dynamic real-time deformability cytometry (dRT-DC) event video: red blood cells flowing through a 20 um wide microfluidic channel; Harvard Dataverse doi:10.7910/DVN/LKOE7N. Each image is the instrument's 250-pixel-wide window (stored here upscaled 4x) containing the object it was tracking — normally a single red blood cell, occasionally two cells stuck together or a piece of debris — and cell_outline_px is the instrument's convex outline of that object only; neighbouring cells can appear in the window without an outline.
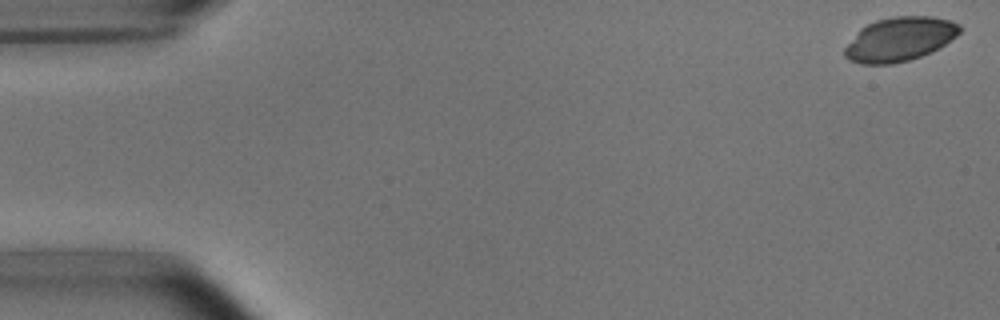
{"species": "common noctule bat (a hibernating species)", "species_latin": "Nyctalus noctula", "temperature_condition": "room temperature", "stored_images_in_passage": 5, "segment_of_instrument_passage": [1, 2], "camera_frame_rate_fps": 3000, "um_per_image_px": 0.085, "animal": {"sex": "male", "body_mass_g": 15.6}, "frame": {"image": 1, "passage_image": 1, "time_ms": 0.0, "image_size_px": [1000, 320], "cell_outline_px": [[960, 32], [956, 36], [944, 44], [920, 56], [908, 60], [892, 64], [860, 64], [848, 60], [844, 56], [844, 48], [860, 28], [876, 20], [892, 16], [932, 16], [948, 20], [960, 24]], "centroid_in_image_um": [76.43, 3.33], "position_along_channel_um": 8.6, "area_um2": 29.3}}
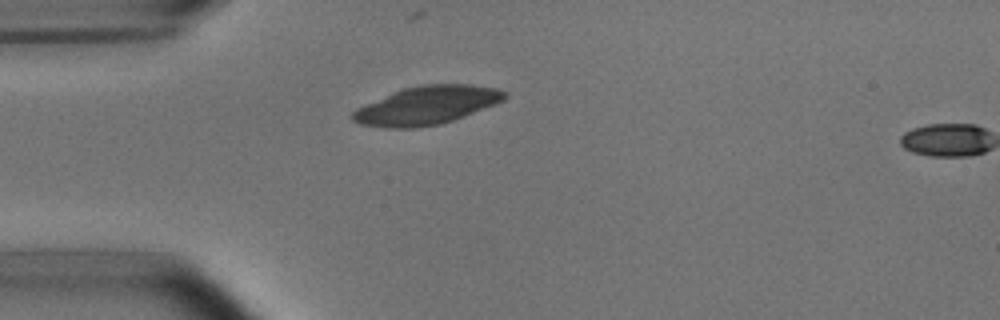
{"frame": {"image": 2, "passage_image": 4, "time_ms": 4.333, "image_size_px": [1000, 320], "cell_outline_px": [[508, 96], [504, 100], [496, 104], [464, 116], [440, 124], [416, 128], [388, 128], [360, 124], [352, 120], [352, 112], [356, 108], [392, 92], [404, 88], [420, 84], [472, 84], [500, 88], [508, 92]], "centroid_in_image_um": [36.31, 8.94], "position_along_channel_um": 48.7, "area_um2": 34.16}}